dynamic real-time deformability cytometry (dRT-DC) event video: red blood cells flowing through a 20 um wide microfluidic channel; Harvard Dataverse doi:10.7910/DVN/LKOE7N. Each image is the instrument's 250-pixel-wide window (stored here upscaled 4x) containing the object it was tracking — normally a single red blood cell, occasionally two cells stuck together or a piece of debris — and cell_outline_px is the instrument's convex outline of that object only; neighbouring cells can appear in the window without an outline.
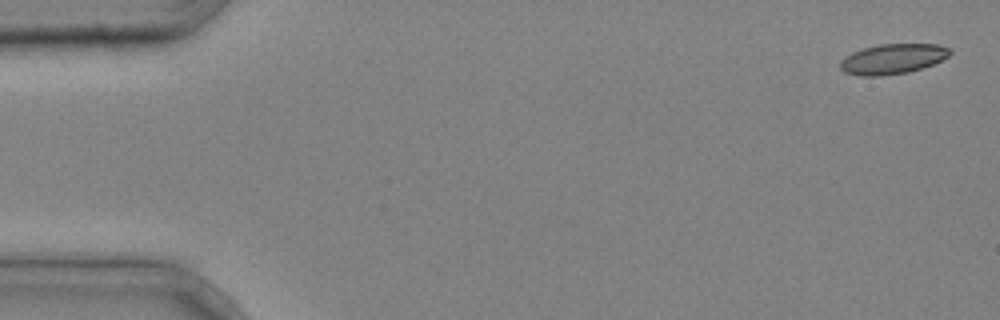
{"species": "common noctule bat (a hibernating species)", "species_latin": "Nyctalus noctula", "temperature_condition": "cold", "stored_images_in_passage": 6, "camera_frame_rate_fps": 3000, "um_per_image_px": 0.085, "animal": {"sex": "male", "body_mass_g": 20.4}, "frame": {"image": 1, "passage_image": 1, "time_ms": 0.0, "image_size_px": [1000, 320], "cell_outline_px": [[952, 52], [948, 56], [932, 64], [908, 72], [880, 76], [860, 76], [844, 72], [840, 68], [840, 60], [844, 56], [852, 52], [864, 48], [880, 44], [940, 44], [952, 48]], "centroid_in_image_um": [75.87, 5.0], "position_along_channel_um": 9.1, "area_um2": 19.31}}